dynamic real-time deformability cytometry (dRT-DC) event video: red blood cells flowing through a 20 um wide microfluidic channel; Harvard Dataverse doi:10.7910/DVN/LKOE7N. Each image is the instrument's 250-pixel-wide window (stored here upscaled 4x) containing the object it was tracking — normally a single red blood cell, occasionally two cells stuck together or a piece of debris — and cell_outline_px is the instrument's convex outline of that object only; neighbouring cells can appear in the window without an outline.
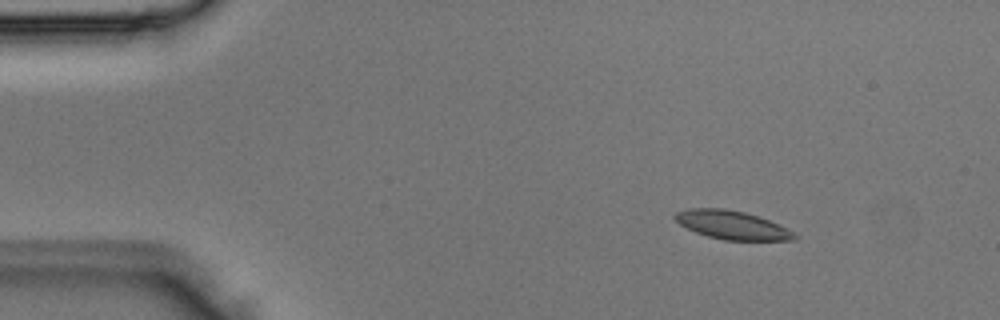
{"species": "Egyptian fruit bat (a non-hibernating species)", "species_latin": "Rousettus aegyptiacus", "temperature_condition": "room temperature", "stored_images_in_passage": 4, "camera_frame_rate_fps": 3000, "um_per_image_px": 0.085, "animal": {"sex": "male"}, "frame": {"image": 1, "passage_image": 2, "time_ms": 0.333, "image_size_px": [1000, 320], "cell_outline_px": [[800, 236], [796, 240], [724, 240], [708, 236], [696, 232], [680, 224], [672, 216], [676, 212], [688, 208], [724, 208], [744, 212], [768, 220], [796, 232]], "centroid_in_image_um": [62.25, 19.13], "position_along_channel_um": 22.8, "area_um2": 19.83}}